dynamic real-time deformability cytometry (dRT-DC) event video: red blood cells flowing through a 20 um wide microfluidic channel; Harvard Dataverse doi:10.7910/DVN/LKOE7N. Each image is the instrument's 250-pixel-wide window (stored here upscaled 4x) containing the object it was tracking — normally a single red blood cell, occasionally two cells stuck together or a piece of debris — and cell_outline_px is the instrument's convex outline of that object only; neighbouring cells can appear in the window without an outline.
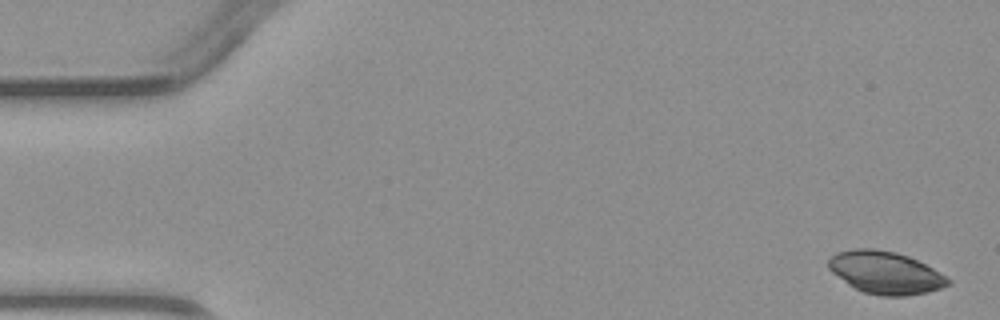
{"species": "common noctule bat (a hibernating species)", "species_latin": "Nyctalus noctula", "temperature_condition": "warm", "stored_images_in_passage": 4, "camera_frame_rate_fps": 3000, "um_per_image_px": 0.085, "animal": {"sex": "male", "body_mass_g": 23.1, "forearm_length_mm": 52.7}, "frame": {"image": 1, "passage_image": 1, "time_ms": 0.0, "image_size_px": [1000, 320], "cell_outline_px": [[952, 284], [928, 292], [904, 296], [880, 296], [864, 292], [848, 284], [832, 272], [828, 268], [828, 260], [836, 252], [856, 248], [876, 248], [896, 252], [908, 256], [932, 268], [952, 280]], "centroid_in_image_um": [75.26, 23.17], "position_along_channel_um": 9.7, "area_um2": 29.54}}